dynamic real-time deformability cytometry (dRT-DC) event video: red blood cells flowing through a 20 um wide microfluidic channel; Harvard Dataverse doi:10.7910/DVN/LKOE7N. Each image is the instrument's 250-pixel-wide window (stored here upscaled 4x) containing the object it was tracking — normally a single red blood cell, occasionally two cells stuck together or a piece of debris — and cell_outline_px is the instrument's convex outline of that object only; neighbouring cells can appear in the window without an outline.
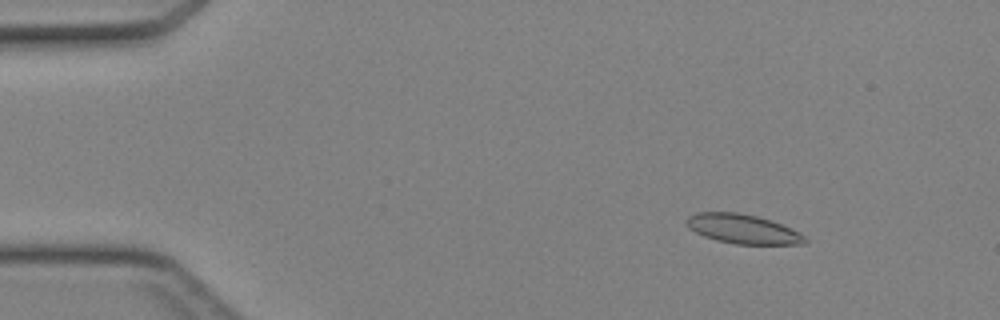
{"species": "Egyptian fruit bat (a non-hibernating species)", "species_latin": "Rousettus aegyptiacus", "temperature_condition": "cold", "stored_images_in_passage": 47, "camera_frame_rate_fps": 3000, "um_per_image_px": 0.085, "animal": {"sex": "female"}, "frame": {"image": 1, "passage_image": 7, "time_ms": 2.0, "image_size_px": [1000, 320], "cell_outline_px": [[808, 240], [804, 244], [736, 244], [716, 240], [704, 236], [688, 228], [684, 220], [688, 216], [696, 212], [740, 212], [772, 220], [800, 232]], "centroid_in_image_um": [63.12, 19.45], "position_along_channel_um": 21.9, "area_um2": 20.4}}
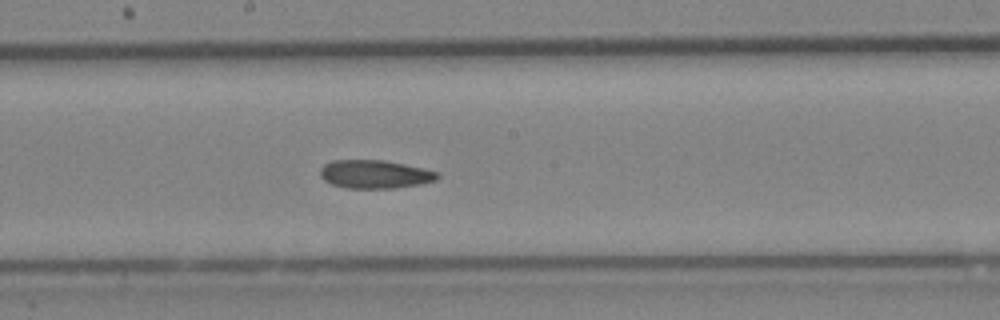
{"frame": {"image": 2, "passage_image": 26, "time_ms": 8.333, "image_size_px": [1000, 320], "cell_outline_px": [[440, 176], [436, 180], [420, 184], [396, 188], [348, 188], [332, 184], [324, 180], [320, 176], [320, 168], [324, 164], [332, 160], [384, 160], [424, 168], [440, 172]], "centroid_in_image_um": [31.88, 14.8], "position_along_channel_um": 216.3, "area_um2": 19.48}}
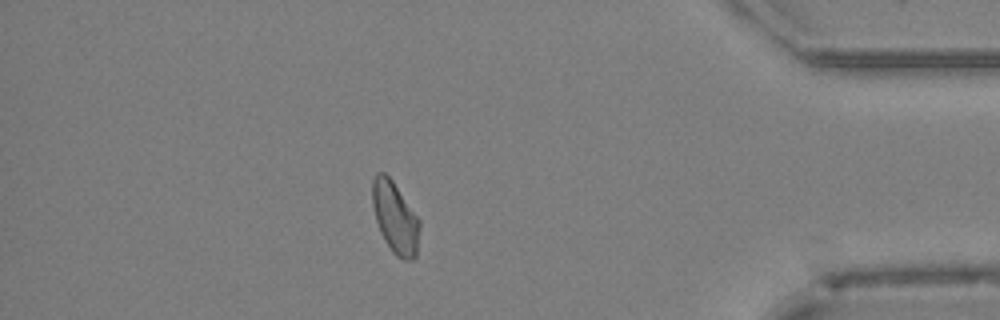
{"frame": {"image": 3, "passage_image": 41, "time_ms": 13.333, "image_size_px": [1000, 320], "cell_outline_px": [[420, 228], [416, 256], [412, 260], [404, 260], [396, 256], [392, 252], [384, 240], [380, 232], [376, 220], [372, 204], [372, 180], [376, 172], [384, 172], [392, 180], [420, 220]], "centroid_in_image_um": [33.58, 18.5], "position_along_channel_um": 401.6, "area_um2": 19.77}}